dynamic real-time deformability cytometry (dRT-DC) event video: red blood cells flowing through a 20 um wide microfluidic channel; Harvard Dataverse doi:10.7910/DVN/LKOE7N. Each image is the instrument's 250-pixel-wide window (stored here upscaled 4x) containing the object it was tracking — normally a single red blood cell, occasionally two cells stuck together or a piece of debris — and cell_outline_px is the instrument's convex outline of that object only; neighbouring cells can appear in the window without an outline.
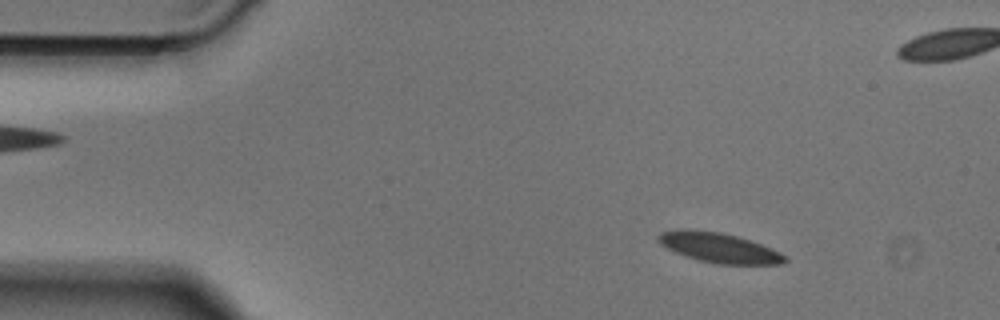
{"species": "Egyptian fruit bat (a non-hibernating species)", "species_latin": "Rousettus aegyptiacus", "temperature_condition": "cold", "stored_images_in_passage": 50, "camera_frame_rate_fps": 3000, "um_per_image_px": 0.085, "animal": {"sex": "male"}, "frame": {"image": 1, "passage_image": 6, "time_ms": 1.667, "image_size_px": [1000, 320], "cell_outline_px": [[788, 260], [784, 264], [716, 264], [700, 260], [676, 252], [660, 244], [656, 236], [660, 232], [680, 228], [720, 232], [736, 236], [772, 248], [788, 256]], "centroid_in_image_um": [61.13, 21.05], "position_along_channel_um": 23.9, "area_um2": 21.96}}
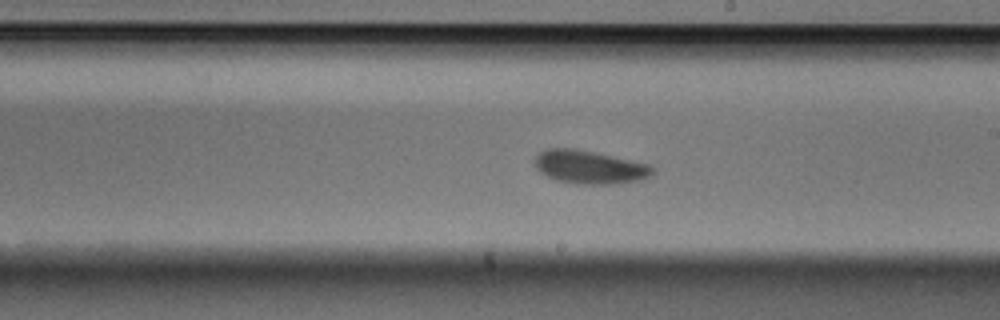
{"frame": {"image": 2, "passage_image": 27, "time_ms": 8.667, "image_size_px": [1000, 320], "cell_outline_px": [[656, 168], [652, 176], [640, 180], [612, 184], [576, 184], [556, 180], [540, 172], [536, 168], [532, 160], [540, 152], [548, 148], [576, 148], [648, 164]], "centroid_in_image_um": [50.1, 14.2], "position_along_channel_um": 238.9, "area_um2": 23.0}}
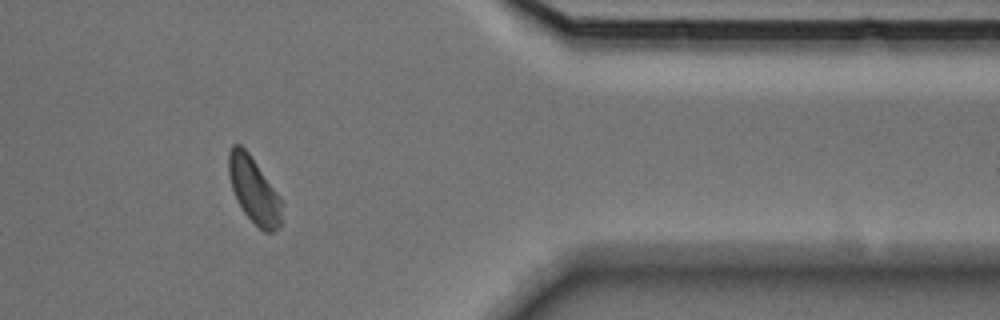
{"frame": {"image": 3, "passage_image": 40, "time_ms": 13.0, "image_size_px": [1000, 320], "cell_outline_px": [[284, 204], [280, 224], [272, 232], [264, 232], [244, 212], [236, 200], [228, 176], [228, 152], [232, 144], [240, 144], [248, 152], [284, 200]], "centroid_in_image_um": [21.6, 16.15], "position_along_channel_um": 389.8, "area_um2": 20.69}}